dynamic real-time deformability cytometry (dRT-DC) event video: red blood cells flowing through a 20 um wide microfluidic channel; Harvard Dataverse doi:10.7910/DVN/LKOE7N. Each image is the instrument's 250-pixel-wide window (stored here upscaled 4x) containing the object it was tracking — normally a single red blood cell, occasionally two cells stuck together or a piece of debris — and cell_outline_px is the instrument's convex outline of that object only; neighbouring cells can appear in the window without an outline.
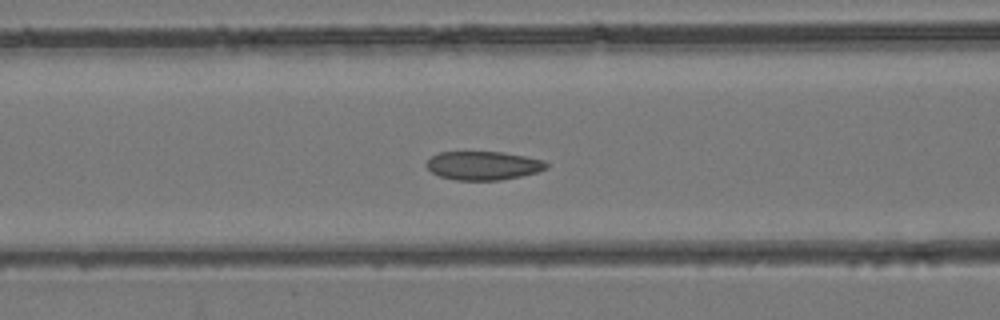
{"species": "common noctule bat (a hibernating species)", "species_latin": "Nyctalus noctula", "temperature_condition": "room temperature", "stored_images_in_passage": 44, "camera_frame_rate_fps": 3000, "um_per_image_px": 0.085, "animal": {"sex": "female", "body_mass_g": 24.6, "forearm_length_mm": 56.2}, "frame": {"image": 1, "passage_image": 18, "time_ms": 5.667, "image_size_px": [1000, 320], "cell_outline_px": [[548, 168], [536, 172], [520, 176], [500, 180], [456, 180], [440, 176], [432, 172], [428, 168], [428, 160], [432, 156], [440, 152], [504, 152], [544, 160], [548, 164]], "centroid_in_image_um": [41.1, 14.07], "position_along_channel_um": 125.5, "area_um2": 19.83}}
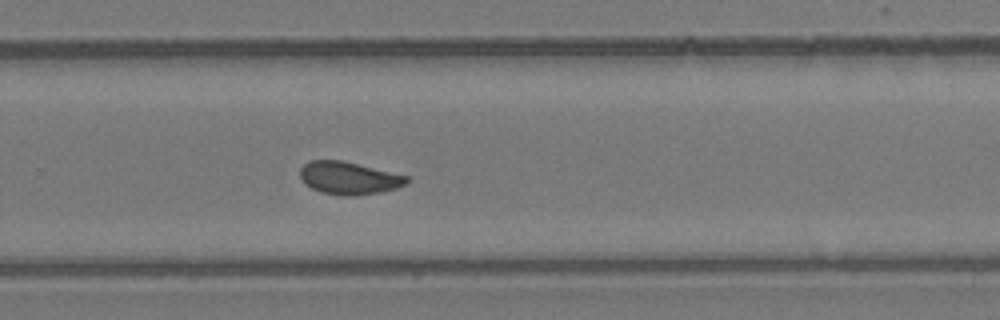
{"frame": {"image": 2, "passage_image": 29, "time_ms": 9.333, "image_size_px": [1000, 320], "cell_outline_px": [[408, 180], [404, 184], [396, 188], [380, 192], [356, 196], [344, 196], [320, 192], [304, 184], [300, 176], [300, 168], [308, 160], [340, 160], [408, 176]], "centroid_in_image_um": [29.6, 15.14], "position_along_channel_um": 300.2, "area_um2": 20.17}}
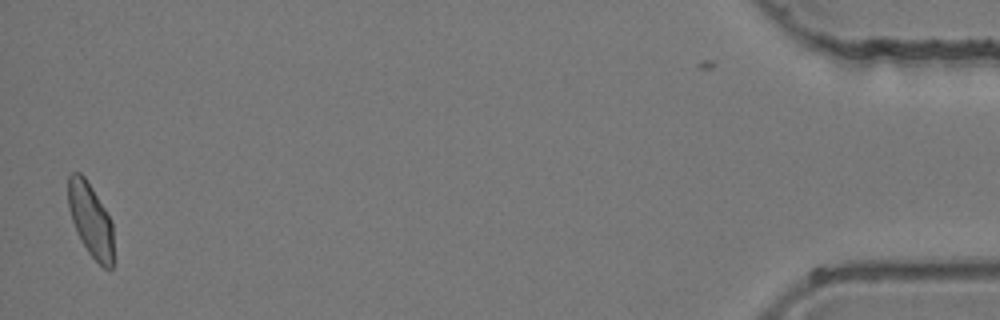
{"frame": {"image": 3, "passage_image": 43, "time_ms": 14.0, "image_size_px": [1000, 320], "cell_outline_px": [[112, 268], [104, 268], [88, 252], [80, 240], [76, 232], [68, 208], [68, 176], [72, 172], [80, 172], [84, 176], [92, 188], [112, 220]], "centroid_in_image_um": [7.68, 18.66], "position_along_channel_um": 427.5, "area_um2": 19.31}}